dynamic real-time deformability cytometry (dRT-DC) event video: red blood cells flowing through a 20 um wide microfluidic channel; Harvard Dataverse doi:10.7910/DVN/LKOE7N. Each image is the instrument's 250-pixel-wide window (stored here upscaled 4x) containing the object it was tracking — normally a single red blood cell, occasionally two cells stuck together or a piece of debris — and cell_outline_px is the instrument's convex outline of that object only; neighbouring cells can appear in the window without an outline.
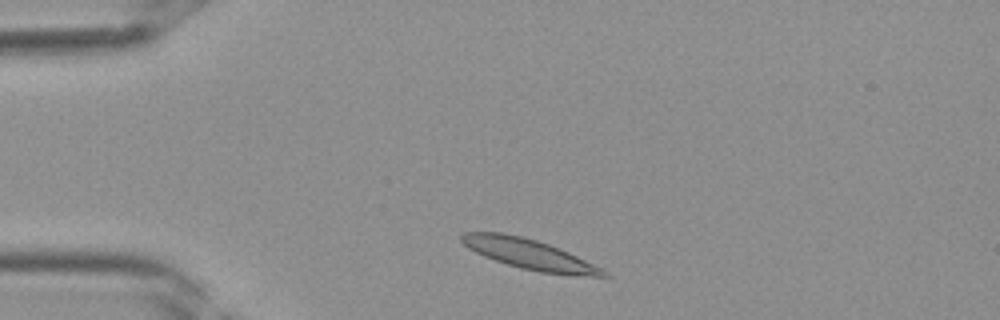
{"species": "Egyptian fruit bat (a non-hibernating species)", "species_latin": "Rousettus aegyptiacus", "temperature_condition": "room temperature", "stored_images_in_passage": 33, "camera_frame_rate_fps": 3000, "um_per_image_px": 0.085, "frame": {"image": 1, "passage_image": 2, "time_ms": 0.333, "image_size_px": [1000, 320], "cell_outline_px": [[612, 276], [592, 276], [540, 272], [520, 268], [484, 256], [468, 248], [460, 240], [460, 236], [464, 232], [504, 232], [536, 240], [548, 244], [568, 252], [608, 272]], "centroid_in_image_um": [44.93, 21.59], "position_along_channel_um": 40.1, "area_um2": 24.39}}
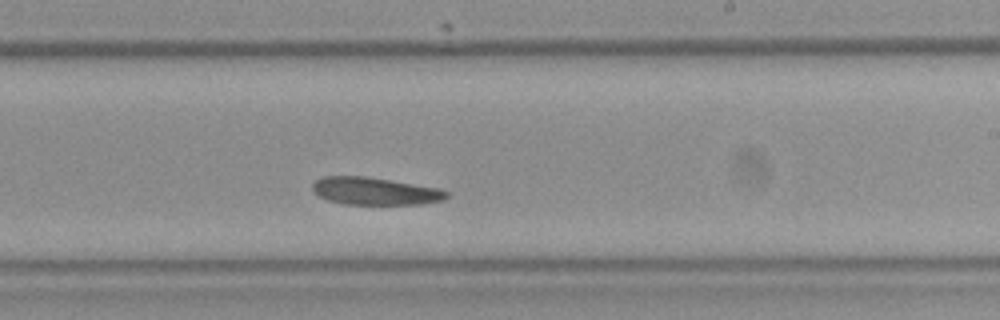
{"frame": {"image": 2, "passage_image": 17, "time_ms": 5.333, "image_size_px": [1000, 320], "cell_outline_px": [[448, 196], [444, 200], [420, 204], [344, 204], [328, 200], [312, 192], [312, 184], [316, 180], [324, 176], [364, 176], [440, 188], [448, 192]], "centroid_in_image_um": [31.86, 16.24], "position_along_channel_um": 257.1, "area_um2": 21.44}}
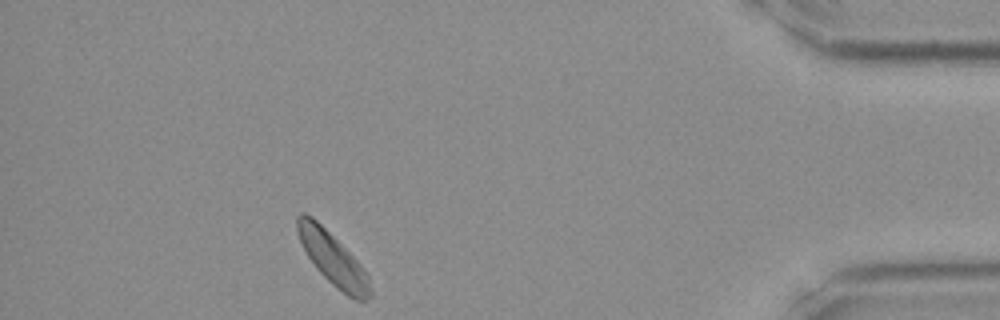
{"frame": {"image": 3, "passage_image": 29, "time_ms": 9.333, "image_size_px": [1000, 320], "cell_outline_px": [[372, 296], [368, 300], [356, 300], [348, 296], [336, 288], [316, 268], [308, 256], [300, 240], [296, 228], [296, 216], [300, 212], [304, 212], [312, 216], [360, 264], [368, 276], [372, 288]], "centroid_in_image_um": [28.29, 22.02], "position_along_channel_um": 406.9, "area_um2": 21.91}}